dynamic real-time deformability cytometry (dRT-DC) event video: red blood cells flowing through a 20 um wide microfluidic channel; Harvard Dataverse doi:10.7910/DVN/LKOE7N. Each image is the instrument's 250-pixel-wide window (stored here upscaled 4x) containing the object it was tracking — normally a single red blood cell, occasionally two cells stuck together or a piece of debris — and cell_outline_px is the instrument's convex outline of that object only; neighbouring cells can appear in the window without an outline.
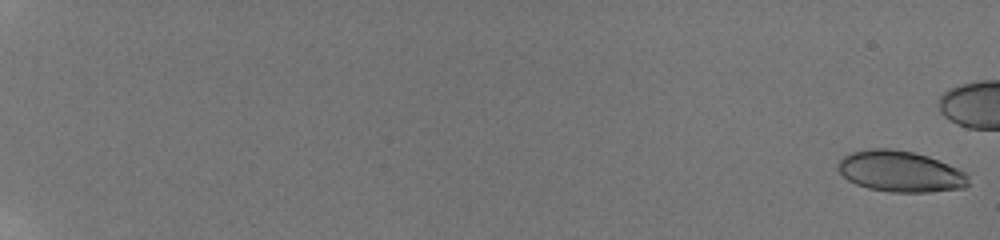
{"species": "human", "species_latin": "Homo sapiens", "temperature_condition": "room temperature", "stored_images_in_passage": 55, "camera_frame_rate_fps": 3000, "um_per_image_px": 0.085, "donor": {"sex": "male"}, "frame": {"image": 1, "passage_image": 1, "time_ms": 0.0, "image_size_px": [1000, 240], "cell_outline_px": [[968, 184], [964, 188], [932, 192], [888, 192], [868, 188], [856, 184], [848, 180], [836, 168], [840, 160], [844, 156], [852, 152], [872, 148], [892, 148], [912, 152], [928, 156], [948, 164], [964, 172], [968, 176]], "centroid_in_image_um": [76.52, 14.58], "position_along_channel_um": 8.5, "area_um2": 31.21}}
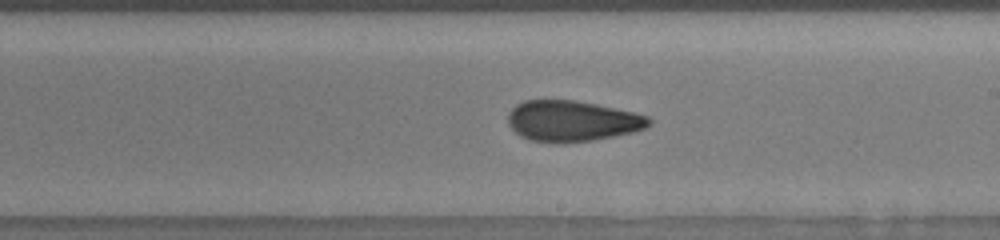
{"frame": {"image": 2, "passage_image": 39, "time_ms": 12.667, "image_size_px": [1000, 240], "cell_outline_px": [[652, 124], [648, 128], [632, 132], [592, 140], [528, 140], [520, 136], [508, 124], [508, 112], [516, 104], [524, 100], [576, 100], [596, 104], [632, 112], [648, 116], [652, 120]], "centroid_in_image_um": [48.64, 10.24], "position_along_channel_um": 240.4, "area_um2": 32.83}}
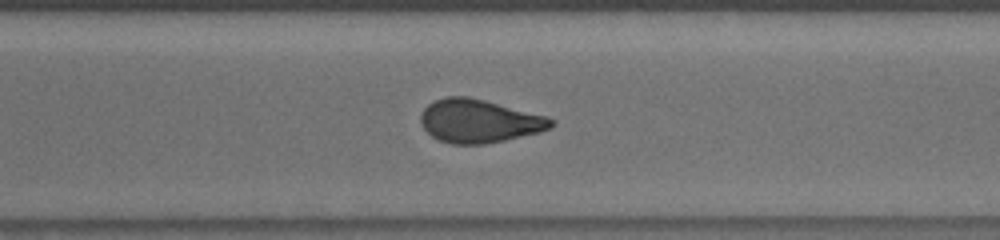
{"frame": {"image": 3, "passage_image": 46, "time_ms": 15.0, "image_size_px": [1000, 240], "cell_outline_px": [[556, 124], [552, 128], [540, 132], [504, 140], [484, 144], [452, 144], [440, 140], [432, 136], [424, 128], [420, 120], [420, 116], [424, 108], [428, 104], [436, 100], [448, 96], [468, 96], [548, 116], [556, 120]], "centroid_in_image_um": [40.77, 10.29], "position_along_channel_um": 329.8, "area_um2": 32.95}}